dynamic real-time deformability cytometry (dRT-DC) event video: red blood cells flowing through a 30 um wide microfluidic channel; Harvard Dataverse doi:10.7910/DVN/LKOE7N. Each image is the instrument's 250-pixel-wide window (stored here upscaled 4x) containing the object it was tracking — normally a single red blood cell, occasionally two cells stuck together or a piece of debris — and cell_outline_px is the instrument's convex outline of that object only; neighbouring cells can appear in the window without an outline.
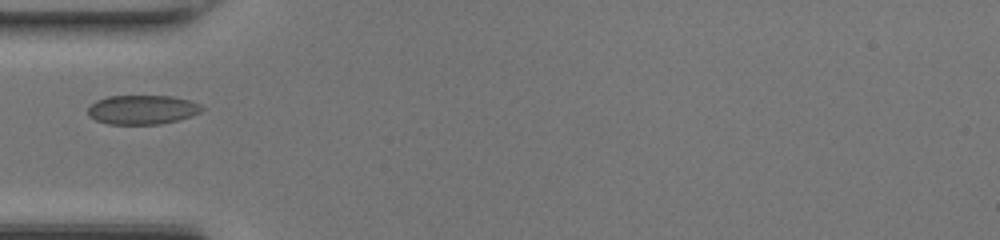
{"species": "common noctule bat (a hibernating species)", "species_latin": "Nyctalus noctula", "temperature_condition": "room temperature", "stored_images_in_passage": 33, "camera_frame_rate_fps": 3000, "um_per_image_px": 0.085, "animal": {"sex": "female", "body_mass_g": 17.0, "forearm_length_mm": 48.0}, "frame": {"image": 1, "passage_image": 1, "time_ms": 0.0, "image_size_px": [1000, 240], "cell_outline_px": [[204, 108], [200, 112], [176, 120], [160, 124], [108, 124], [96, 120], [88, 112], [88, 108], [96, 100], [108, 96], [172, 96], [188, 100], [200, 104]], "centroid_in_image_um": [12.09, 9.31], "position_along_channel_um": 72.9, "area_um2": 19.13}}
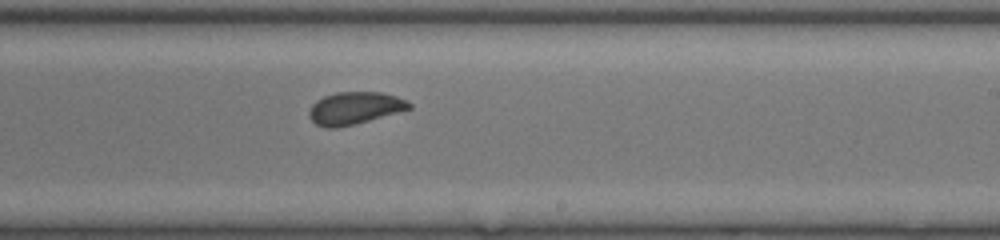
{"frame": {"image": 2, "passage_image": 14, "time_ms": 4.333, "image_size_px": [1000, 240], "cell_outline_px": [[412, 108], [368, 120], [336, 128], [324, 128], [316, 124], [308, 116], [308, 112], [312, 104], [316, 100], [324, 96], [336, 92], [380, 92], [396, 96], [412, 104]], "centroid_in_image_um": [30.1, 9.18], "position_along_channel_um": 258.9, "area_um2": 18.67}}
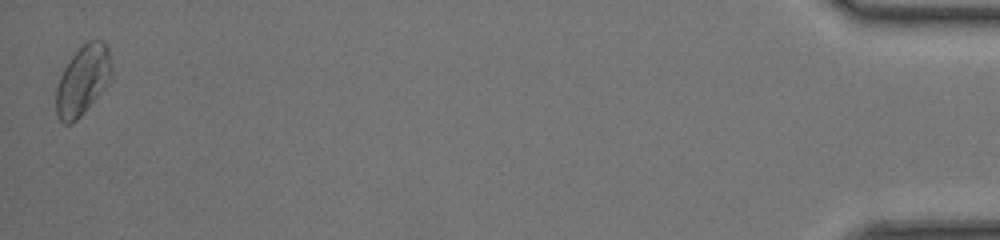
{"frame": {"image": 3, "passage_image": 33, "time_ms": 10.667, "image_size_px": [1000, 240], "cell_outline_px": [[112, 68], [108, 76], [92, 100], [80, 116], [72, 124], [64, 124], [56, 116], [56, 88], [60, 76], [64, 68], [72, 56], [88, 40], [104, 40], [108, 48]], "centroid_in_image_um": [6.97, 6.8], "position_along_channel_um": 428.2, "area_um2": 21.5}}